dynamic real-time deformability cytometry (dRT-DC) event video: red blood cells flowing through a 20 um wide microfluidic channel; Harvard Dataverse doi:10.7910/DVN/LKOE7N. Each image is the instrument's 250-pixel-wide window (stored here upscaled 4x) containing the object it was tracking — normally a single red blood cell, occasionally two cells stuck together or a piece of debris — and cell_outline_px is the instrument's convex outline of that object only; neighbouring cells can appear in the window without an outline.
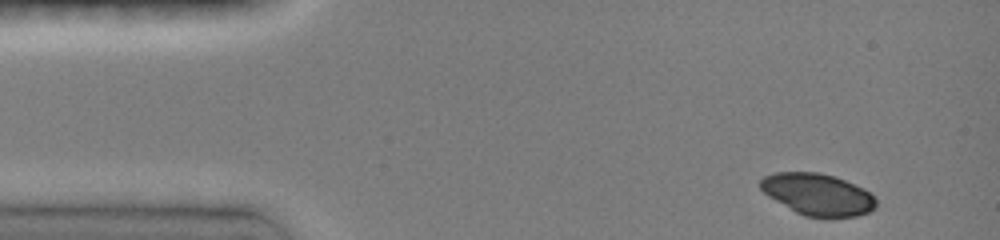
{"species": "common noctule bat (a hibernating species)", "species_latin": "Nyctalus noctula", "temperature_condition": "room temperature", "stored_images_in_passage": 13, "camera_frame_rate_fps": 3000, "um_per_image_px": 0.085, "animal": {"sex": "female", "body_mass_g": 19.0, "forearm_length_mm": 51.5}, "frame": {"image": 1, "passage_image": 1, "time_ms": 0.0, "image_size_px": [1000, 240], "cell_outline_px": [[876, 208], [868, 212], [856, 216], [832, 220], [824, 220], [804, 216], [796, 212], [768, 196], [760, 188], [760, 180], [764, 176], [776, 172], [820, 172], [836, 176], [864, 188], [876, 200]], "centroid_in_image_um": [69.53, 16.56], "position_along_channel_um": 15.5, "area_um2": 28.78}}
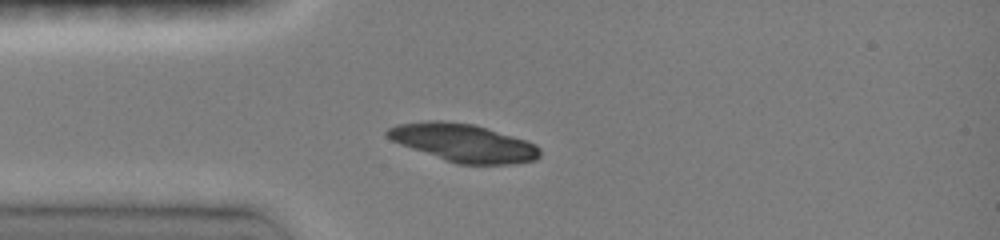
{"frame": {"image": 2, "passage_image": 5, "time_ms": 2.667, "image_size_px": [1000, 240], "cell_outline_px": [[540, 156], [536, 160], [516, 164], [456, 164], [400, 144], [392, 140], [384, 132], [388, 128], [396, 124], [424, 120], [444, 120], [472, 124], [512, 136], [536, 144], [540, 148]], "centroid_in_image_um": [39.38, 12.13], "position_along_channel_um": 45.6, "area_um2": 33.64}}